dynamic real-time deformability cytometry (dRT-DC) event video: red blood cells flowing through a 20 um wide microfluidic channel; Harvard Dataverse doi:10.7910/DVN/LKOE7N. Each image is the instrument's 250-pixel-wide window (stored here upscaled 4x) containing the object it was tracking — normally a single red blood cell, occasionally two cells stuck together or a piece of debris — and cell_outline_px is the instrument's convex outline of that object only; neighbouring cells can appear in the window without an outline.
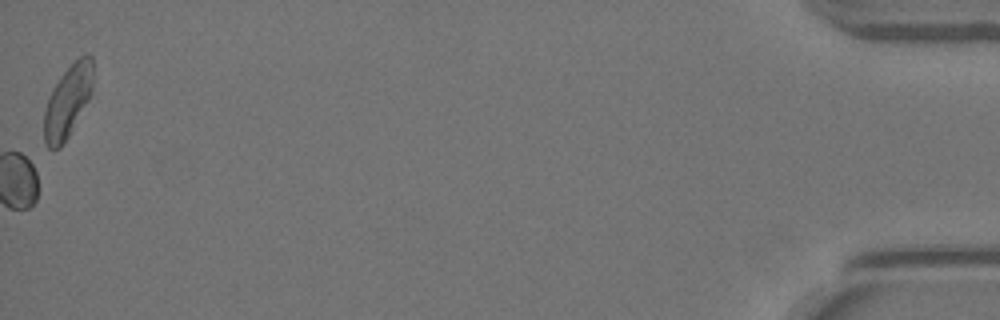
{"species": "Egyptian fruit bat (a non-hibernating species)", "species_latin": "Rousettus aegyptiacus", "temperature_condition": "warm", "stored_images_in_passage": 56, "camera_frame_rate_fps": 3000, "um_per_image_px": 0.085, "animal": {"sex": "female"}, "frame": {"image": 1, "passage_image": 56, "time_ms": 18.333, "image_size_px": [1000, 320], "cell_outline_px": [[92, 92], [88, 100], [68, 136], [60, 148], [48, 148], [44, 144], [44, 108], [48, 96], [52, 88], [60, 76], [80, 56], [88, 52], [92, 56]], "centroid_in_image_um": [5.73, 8.6], "position_along_channel_um": 429.5, "area_um2": 20.52}}